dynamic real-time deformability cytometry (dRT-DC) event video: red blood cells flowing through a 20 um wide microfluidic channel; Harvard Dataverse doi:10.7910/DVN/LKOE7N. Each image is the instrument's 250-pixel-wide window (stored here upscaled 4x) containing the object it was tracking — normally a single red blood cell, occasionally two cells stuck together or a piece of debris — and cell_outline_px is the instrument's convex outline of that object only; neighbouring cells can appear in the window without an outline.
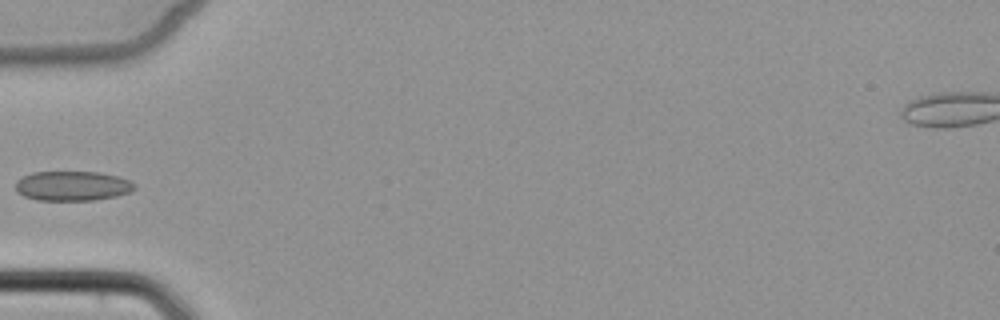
{"species": "common noctule bat (a hibernating species)", "species_latin": "Nyctalus noctula", "temperature_condition": "cold", "stored_images_in_passage": 2, "camera_frame_rate_fps": 3000, "um_per_image_px": 0.085, "animal": {"sex": "female", "body_mass_g": 22.7, "forearm_length_mm": 54.2}, "frame": {"image": 1, "passage_image": 2, "time_ms": 2.0, "image_size_px": [1000, 320], "cell_outline_px": [[136, 188], [132, 192], [116, 196], [92, 200], [36, 200], [24, 196], [16, 192], [16, 180], [32, 172], [100, 172], [120, 176], [136, 184]], "centroid_in_image_um": [6.18, 15.8], "position_along_channel_um": 78.8, "area_um2": 20.75}}